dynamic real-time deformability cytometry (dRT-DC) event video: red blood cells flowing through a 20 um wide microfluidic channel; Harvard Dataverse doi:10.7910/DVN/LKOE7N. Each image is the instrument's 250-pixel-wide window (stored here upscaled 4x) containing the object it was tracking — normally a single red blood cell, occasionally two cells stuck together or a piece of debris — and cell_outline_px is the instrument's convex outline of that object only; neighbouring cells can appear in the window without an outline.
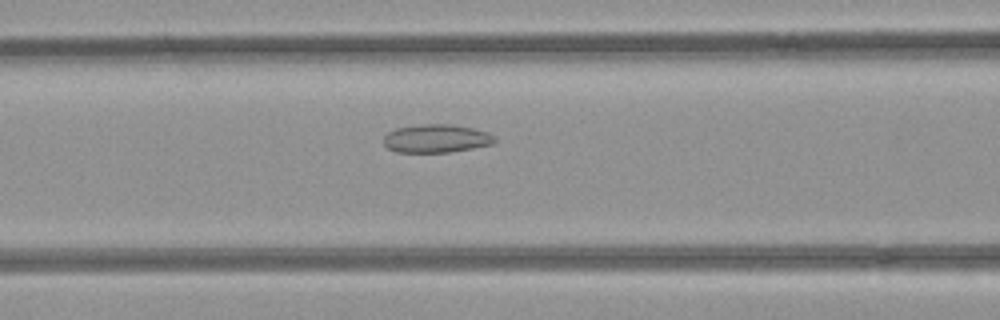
{"species": "common noctule bat (a hibernating species)", "species_latin": "Nyctalus noctula", "temperature_condition": "room temperature", "stored_images_in_passage": 3, "camera_frame_rate_fps": 3000, "um_per_image_px": 0.085, "animal": {"sex": "female", "body_mass_g": 21.9}, "frame": {"image": 1, "passage_image": 3, "time_ms": 0.667, "image_size_px": [1000, 320], "cell_outline_px": [[496, 140], [492, 144], [472, 148], [448, 152], [396, 152], [388, 148], [384, 144], [384, 136], [388, 132], [396, 128], [424, 124], [448, 124], [472, 128], [488, 132]], "centroid_in_image_um": [37.06, 11.77], "position_along_channel_um": 129.5, "area_um2": 18.09}}